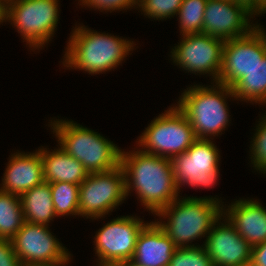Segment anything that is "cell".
<instances>
[{
  "label": "cell",
  "instance_id": "6da1fadb",
  "mask_svg": "<svg viewBox=\"0 0 266 266\" xmlns=\"http://www.w3.org/2000/svg\"><path fill=\"white\" fill-rule=\"evenodd\" d=\"M120 165L125 174L126 196L134 190L141 205L153 215L180 196L169 158L140 149L129 152L123 149Z\"/></svg>",
  "mask_w": 266,
  "mask_h": 266
},
{
  "label": "cell",
  "instance_id": "7a4b0ae2",
  "mask_svg": "<svg viewBox=\"0 0 266 266\" xmlns=\"http://www.w3.org/2000/svg\"><path fill=\"white\" fill-rule=\"evenodd\" d=\"M75 25L63 58L66 68L102 74L119 66L135 49V42ZM118 65V66H117Z\"/></svg>",
  "mask_w": 266,
  "mask_h": 266
},
{
  "label": "cell",
  "instance_id": "3957f363",
  "mask_svg": "<svg viewBox=\"0 0 266 266\" xmlns=\"http://www.w3.org/2000/svg\"><path fill=\"white\" fill-rule=\"evenodd\" d=\"M177 197L156 215L167 219L156 221L176 247H195L189 244L202 239L222 216V200L213 197Z\"/></svg>",
  "mask_w": 266,
  "mask_h": 266
},
{
  "label": "cell",
  "instance_id": "277c9868",
  "mask_svg": "<svg viewBox=\"0 0 266 266\" xmlns=\"http://www.w3.org/2000/svg\"><path fill=\"white\" fill-rule=\"evenodd\" d=\"M49 123L59 147L80 161L89 174L109 171L120 165L122 149L98 132L73 120L51 119Z\"/></svg>",
  "mask_w": 266,
  "mask_h": 266
},
{
  "label": "cell",
  "instance_id": "5b68a950",
  "mask_svg": "<svg viewBox=\"0 0 266 266\" xmlns=\"http://www.w3.org/2000/svg\"><path fill=\"white\" fill-rule=\"evenodd\" d=\"M212 85H191L176 104L188 118L197 139H213L231 121L226 99H235L232 88L217 82Z\"/></svg>",
  "mask_w": 266,
  "mask_h": 266
},
{
  "label": "cell",
  "instance_id": "8992f818",
  "mask_svg": "<svg viewBox=\"0 0 266 266\" xmlns=\"http://www.w3.org/2000/svg\"><path fill=\"white\" fill-rule=\"evenodd\" d=\"M196 139L188 118L174 105L151 121L137 139V146L148 154L171 159L185 152Z\"/></svg>",
  "mask_w": 266,
  "mask_h": 266
},
{
  "label": "cell",
  "instance_id": "52a82bcc",
  "mask_svg": "<svg viewBox=\"0 0 266 266\" xmlns=\"http://www.w3.org/2000/svg\"><path fill=\"white\" fill-rule=\"evenodd\" d=\"M59 0H9L7 21L16 27L29 48L41 49L51 41L59 21Z\"/></svg>",
  "mask_w": 266,
  "mask_h": 266
},
{
  "label": "cell",
  "instance_id": "ba28073f",
  "mask_svg": "<svg viewBox=\"0 0 266 266\" xmlns=\"http://www.w3.org/2000/svg\"><path fill=\"white\" fill-rule=\"evenodd\" d=\"M125 174L121 165L88 174L79 185V216L103 218L126 199Z\"/></svg>",
  "mask_w": 266,
  "mask_h": 266
},
{
  "label": "cell",
  "instance_id": "9c48e42d",
  "mask_svg": "<svg viewBox=\"0 0 266 266\" xmlns=\"http://www.w3.org/2000/svg\"><path fill=\"white\" fill-rule=\"evenodd\" d=\"M212 139H196L183 153L173 156L170 161L174 182L180 187L214 188L219 180V149Z\"/></svg>",
  "mask_w": 266,
  "mask_h": 266
},
{
  "label": "cell",
  "instance_id": "30bf717a",
  "mask_svg": "<svg viewBox=\"0 0 266 266\" xmlns=\"http://www.w3.org/2000/svg\"><path fill=\"white\" fill-rule=\"evenodd\" d=\"M147 223L135 216L117 217L94 237L98 266H127L132 260L139 233Z\"/></svg>",
  "mask_w": 266,
  "mask_h": 266
},
{
  "label": "cell",
  "instance_id": "8fae6325",
  "mask_svg": "<svg viewBox=\"0 0 266 266\" xmlns=\"http://www.w3.org/2000/svg\"><path fill=\"white\" fill-rule=\"evenodd\" d=\"M52 234L49 225L23 223L11 239L21 266L56 265L72 259L70 252Z\"/></svg>",
  "mask_w": 266,
  "mask_h": 266
},
{
  "label": "cell",
  "instance_id": "7c38bea8",
  "mask_svg": "<svg viewBox=\"0 0 266 266\" xmlns=\"http://www.w3.org/2000/svg\"><path fill=\"white\" fill-rule=\"evenodd\" d=\"M181 39L172 48L173 63L194 75L209 74L218 83L225 41L203 33L183 35Z\"/></svg>",
  "mask_w": 266,
  "mask_h": 266
},
{
  "label": "cell",
  "instance_id": "4fadbf2b",
  "mask_svg": "<svg viewBox=\"0 0 266 266\" xmlns=\"http://www.w3.org/2000/svg\"><path fill=\"white\" fill-rule=\"evenodd\" d=\"M266 56V46L253 29L249 34L224 42L218 83L232 88Z\"/></svg>",
  "mask_w": 266,
  "mask_h": 266
},
{
  "label": "cell",
  "instance_id": "5bb4252c",
  "mask_svg": "<svg viewBox=\"0 0 266 266\" xmlns=\"http://www.w3.org/2000/svg\"><path fill=\"white\" fill-rule=\"evenodd\" d=\"M203 246L213 266H249L250 264L252 246L223 216H220L212 225Z\"/></svg>",
  "mask_w": 266,
  "mask_h": 266
},
{
  "label": "cell",
  "instance_id": "9a60e30c",
  "mask_svg": "<svg viewBox=\"0 0 266 266\" xmlns=\"http://www.w3.org/2000/svg\"><path fill=\"white\" fill-rule=\"evenodd\" d=\"M253 18L232 0H207L203 18V34L224 41L249 34L254 29Z\"/></svg>",
  "mask_w": 266,
  "mask_h": 266
},
{
  "label": "cell",
  "instance_id": "2e32d148",
  "mask_svg": "<svg viewBox=\"0 0 266 266\" xmlns=\"http://www.w3.org/2000/svg\"><path fill=\"white\" fill-rule=\"evenodd\" d=\"M261 204L243 198L222 206V216L252 247L266 241V207Z\"/></svg>",
  "mask_w": 266,
  "mask_h": 266
},
{
  "label": "cell",
  "instance_id": "e0dca14e",
  "mask_svg": "<svg viewBox=\"0 0 266 266\" xmlns=\"http://www.w3.org/2000/svg\"><path fill=\"white\" fill-rule=\"evenodd\" d=\"M44 181L42 158L35 152H16L10 156L0 190L20 196Z\"/></svg>",
  "mask_w": 266,
  "mask_h": 266
},
{
  "label": "cell",
  "instance_id": "ac0fdd59",
  "mask_svg": "<svg viewBox=\"0 0 266 266\" xmlns=\"http://www.w3.org/2000/svg\"><path fill=\"white\" fill-rule=\"evenodd\" d=\"M177 247L156 221L147 222L138 235L127 266H168Z\"/></svg>",
  "mask_w": 266,
  "mask_h": 266
},
{
  "label": "cell",
  "instance_id": "d6986e66",
  "mask_svg": "<svg viewBox=\"0 0 266 266\" xmlns=\"http://www.w3.org/2000/svg\"><path fill=\"white\" fill-rule=\"evenodd\" d=\"M44 182H70L80 185L88 176V172L80 161L70 156L62 148L49 151L40 148Z\"/></svg>",
  "mask_w": 266,
  "mask_h": 266
},
{
  "label": "cell",
  "instance_id": "ffe728a7",
  "mask_svg": "<svg viewBox=\"0 0 266 266\" xmlns=\"http://www.w3.org/2000/svg\"><path fill=\"white\" fill-rule=\"evenodd\" d=\"M19 197L26 222L48 226V223L57 217L54 211L50 184L48 182L43 181Z\"/></svg>",
  "mask_w": 266,
  "mask_h": 266
},
{
  "label": "cell",
  "instance_id": "44dd1931",
  "mask_svg": "<svg viewBox=\"0 0 266 266\" xmlns=\"http://www.w3.org/2000/svg\"><path fill=\"white\" fill-rule=\"evenodd\" d=\"M232 91L236 100L266 104V56L245 73Z\"/></svg>",
  "mask_w": 266,
  "mask_h": 266
},
{
  "label": "cell",
  "instance_id": "7402d4cb",
  "mask_svg": "<svg viewBox=\"0 0 266 266\" xmlns=\"http://www.w3.org/2000/svg\"><path fill=\"white\" fill-rule=\"evenodd\" d=\"M24 222L20 197L0 190V239L11 240Z\"/></svg>",
  "mask_w": 266,
  "mask_h": 266
},
{
  "label": "cell",
  "instance_id": "603a6c76",
  "mask_svg": "<svg viewBox=\"0 0 266 266\" xmlns=\"http://www.w3.org/2000/svg\"><path fill=\"white\" fill-rule=\"evenodd\" d=\"M49 184L56 216H79V185L70 182Z\"/></svg>",
  "mask_w": 266,
  "mask_h": 266
},
{
  "label": "cell",
  "instance_id": "cb8c5ba5",
  "mask_svg": "<svg viewBox=\"0 0 266 266\" xmlns=\"http://www.w3.org/2000/svg\"><path fill=\"white\" fill-rule=\"evenodd\" d=\"M206 3L207 0H183L177 13L181 36L203 32Z\"/></svg>",
  "mask_w": 266,
  "mask_h": 266
},
{
  "label": "cell",
  "instance_id": "d4e9b609",
  "mask_svg": "<svg viewBox=\"0 0 266 266\" xmlns=\"http://www.w3.org/2000/svg\"><path fill=\"white\" fill-rule=\"evenodd\" d=\"M168 266H213L204 246L177 247Z\"/></svg>",
  "mask_w": 266,
  "mask_h": 266
},
{
  "label": "cell",
  "instance_id": "484cf974",
  "mask_svg": "<svg viewBox=\"0 0 266 266\" xmlns=\"http://www.w3.org/2000/svg\"><path fill=\"white\" fill-rule=\"evenodd\" d=\"M182 3L183 0H138L137 8L147 17L160 21L177 16Z\"/></svg>",
  "mask_w": 266,
  "mask_h": 266
},
{
  "label": "cell",
  "instance_id": "4316f807",
  "mask_svg": "<svg viewBox=\"0 0 266 266\" xmlns=\"http://www.w3.org/2000/svg\"><path fill=\"white\" fill-rule=\"evenodd\" d=\"M259 120L250 145V160L257 172L266 174V115Z\"/></svg>",
  "mask_w": 266,
  "mask_h": 266
},
{
  "label": "cell",
  "instance_id": "83f0119b",
  "mask_svg": "<svg viewBox=\"0 0 266 266\" xmlns=\"http://www.w3.org/2000/svg\"><path fill=\"white\" fill-rule=\"evenodd\" d=\"M79 5H84L89 8H95L99 11L105 12H113V11H122L132 9L133 7L136 9L138 6V0H79Z\"/></svg>",
  "mask_w": 266,
  "mask_h": 266
},
{
  "label": "cell",
  "instance_id": "f1b7e54d",
  "mask_svg": "<svg viewBox=\"0 0 266 266\" xmlns=\"http://www.w3.org/2000/svg\"><path fill=\"white\" fill-rule=\"evenodd\" d=\"M0 266H21L11 240L0 239Z\"/></svg>",
  "mask_w": 266,
  "mask_h": 266
},
{
  "label": "cell",
  "instance_id": "f546056e",
  "mask_svg": "<svg viewBox=\"0 0 266 266\" xmlns=\"http://www.w3.org/2000/svg\"><path fill=\"white\" fill-rule=\"evenodd\" d=\"M249 266H266V241L252 247Z\"/></svg>",
  "mask_w": 266,
  "mask_h": 266
},
{
  "label": "cell",
  "instance_id": "4dcf8cb0",
  "mask_svg": "<svg viewBox=\"0 0 266 266\" xmlns=\"http://www.w3.org/2000/svg\"><path fill=\"white\" fill-rule=\"evenodd\" d=\"M234 2L243 7L252 17L256 16V0H234Z\"/></svg>",
  "mask_w": 266,
  "mask_h": 266
},
{
  "label": "cell",
  "instance_id": "1f68e13d",
  "mask_svg": "<svg viewBox=\"0 0 266 266\" xmlns=\"http://www.w3.org/2000/svg\"><path fill=\"white\" fill-rule=\"evenodd\" d=\"M7 4L8 1H0V24L7 22Z\"/></svg>",
  "mask_w": 266,
  "mask_h": 266
},
{
  "label": "cell",
  "instance_id": "d6a6232c",
  "mask_svg": "<svg viewBox=\"0 0 266 266\" xmlns=\"http://www.w3.org/2000/svg\"><path fill=\"white\" fill-rule=\"evenodd\" d=\"M266 13V0H256V16Z\"/></svg>",
  "mask_w": 266,
  "mask_h": 266
},
{
  "label": "cell",
  "instance_id": "836d02e7",
  "mask_svg": "<svg viewBox=\"0 0 266 266\" xmlns=\"http://www.w3.org/2000/svg\"><path fill=\"white\" fill-rule=\"evenodd\" d=\"M254 30L258 33V35L261 37L263 43L266 46V32L264 28L260 24L258 25V23H254Z\"/></svg>",
  "mask_w": 266,
  "mask_h": 266
},
{
  "label": "cell",
  "instance_id": "e575fe53",
  "mask_svg": "<svg viewBox=\"0 0 266 266\" xmlns=\"http://www.w3.org/2000/svg\"><path fill=\"white\" fill-rule=\"evenodd\" d=\"M70 261H71V260L69 259L67 262L60 263V264H56V265H39V266H65V265H68V263H69Z\"/></svg>",
  "mask_w": 266,
  "mask_h": 266
}]
</instances>
